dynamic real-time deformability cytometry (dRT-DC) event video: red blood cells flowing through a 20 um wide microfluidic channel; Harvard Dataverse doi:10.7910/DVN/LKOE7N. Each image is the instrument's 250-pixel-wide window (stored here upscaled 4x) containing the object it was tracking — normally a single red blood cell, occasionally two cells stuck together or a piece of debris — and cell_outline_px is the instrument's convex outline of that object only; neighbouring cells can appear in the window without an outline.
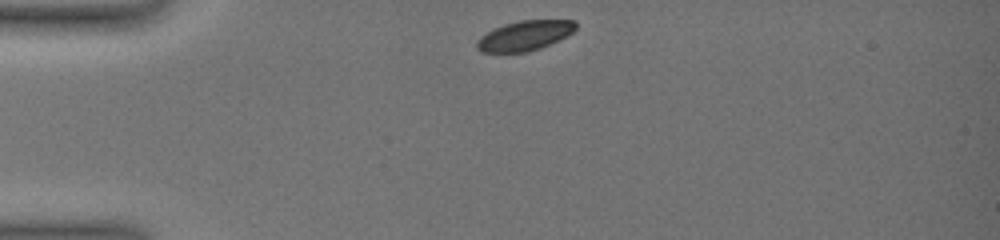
{"species": "common noctule bat (a hibernating species)", "species_latin": "Nyctalus noctula", "temperature_condition": "warm", "stored_images_in_passage": 17, "camera_frame_rate_fps": 3000, "um_per_image_px": 0.085, "animal": {"sex": "female", "body_mass_g": 19.0, "forearm_length_mm": 51.5}, "frame": {"image": 1, "passage_image": 1, "time_ms": 0.0, "image_size_px": [1000, 240], "cell_outline_px": [[576, 28], [572, 32], [540, 48], [528, 52], [480, 52], [476, 48], [476, 40], [480, 36], [504, 24], [520, 20], [576, 20]], "centroid_in_image_um": [44.56, 3.03], "position_along_channel_um": 40.4, "area_um2": 16.99}}
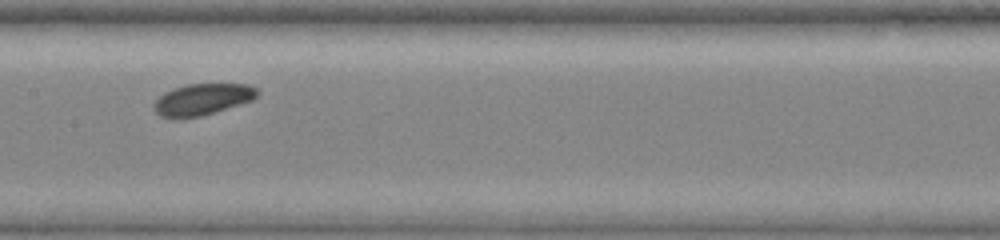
{"frame": {"image": 2, "passage_image": 8, "time_ms": 5.0, "image_size_px": [1000, 240], "cell_outline_px": [[260, 92], [252, 100], [200, 116], [180, 120], [172, 120], [160, 116], [152, 108], [152, 104], [164, 92], [188, 84], [248, 84], [256, 88]], "centroid_in_image_um": [17.14, 8.47], "position_along_channel_um": 190.3, "area_um2": 19.07}}
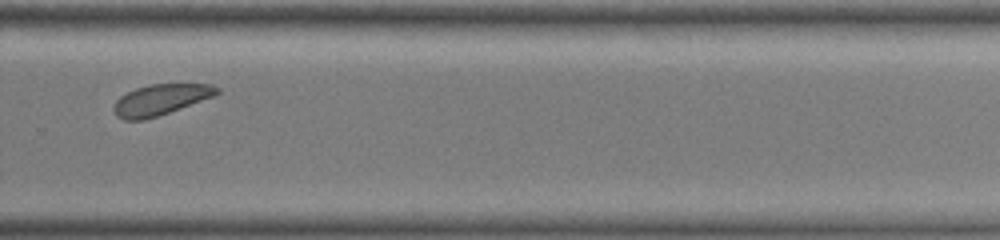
{"frame": {"image": 3, "passage_image": 15, "time_ms": 8.333, "image_size_px": [1000, 240], "cell_outline_px": [[220, 92], [212, 96], [168, 112], [144, 120], [124, 120], [116, 116], [112, 108], [116, 100], [120, 96], [136, 88], [148, 84], [212, 84], [220, 88]], "centroid_in_image_um": [13.6, 8.46], "position_along_channel_um": 316.2, "area_um2": 18.26}}